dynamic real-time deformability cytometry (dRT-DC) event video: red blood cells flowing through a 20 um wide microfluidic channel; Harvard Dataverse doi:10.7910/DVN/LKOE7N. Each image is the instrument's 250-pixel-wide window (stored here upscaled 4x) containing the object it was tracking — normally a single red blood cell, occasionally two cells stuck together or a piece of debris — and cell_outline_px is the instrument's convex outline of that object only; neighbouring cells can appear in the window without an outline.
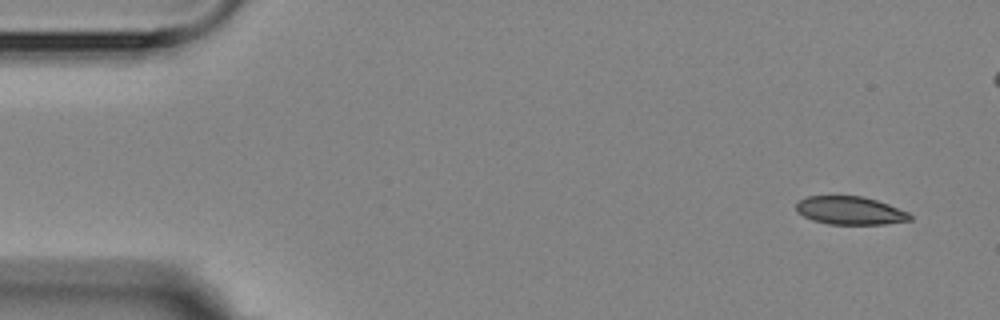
{"species": "Egyptian fruit bat (a non-hibernating species)", "species_latin": "Rousettus aegyptiacus", "temperature_condition": "room temperature", "stored_images_in_passage": 16, "camera_frame_rate_fps": 3000, "um_per_image_px": 0.085, "animal": {"sex": "female"}, "frame": {"image": 1, "passage_image": 1, "time_ms": 0.0, "image_size_px": [1000, 320], "cell_outline_px": [[912, 220], [884, 224], [828, 224], [812, 220], [796, 212], [796, 204], [800, 200], [808, 196], [864, 196], [888, 204], [908, 212], [912, 216]], "centroid_in_image_um": [72.26, 17.9], "position_along_channel_um": 12.7, "area_um2": 18.67}}
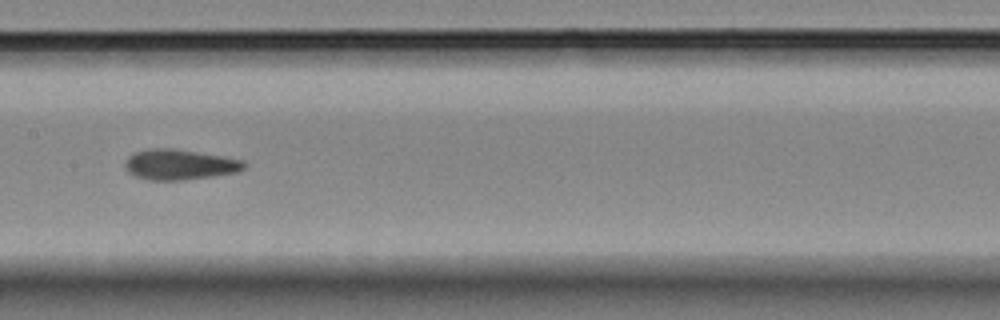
{"frame": {"image": 2, "passage_image": 7, "time_ms": 8.0, "image_size_px": [1000, 320], "cell_outline_px": [[248, 164], [240, 172], [212, 176], [180, 180], [148, 180], [136, 176], [128, 172], [124, 164], [128, 156], [136, 152], [148, 148], [176, 148], [244, 160]], "centroid_in_image_um": [15.28, 13.98], "position_along_channel_um": 192.1, "area_um2": 21.21}}
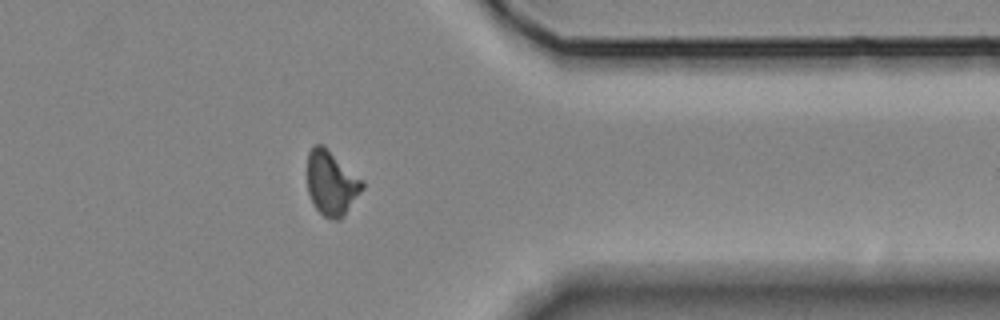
{"frame": {"image": 3, "passage_image": 12, "time_ms": 13.667, "image_size_px": [1000, 320], "cell_outline_px": [[364, 188], [344, 216], [340, 220], [332, 220], [324, 216], [312, 204], [308, 192], [308, 152], [316, 144], [324, 144], [364, 180]], "centroid_in_image_um": [28.2, 15.56], "position_along_channel_um": 383.2, "area_um2": 21.04}, "authors_computed_cell_mechanics": {"area_um2": 20.3745, "velocity_mm_per_s": 3.5964, "shape_relaxation_time_tau1_ms": null, "shape_relaxation_time_tau2_ms": 4.5414, "deformation_change_tau1": null, "deformation_change_tau2": 0.1058}}